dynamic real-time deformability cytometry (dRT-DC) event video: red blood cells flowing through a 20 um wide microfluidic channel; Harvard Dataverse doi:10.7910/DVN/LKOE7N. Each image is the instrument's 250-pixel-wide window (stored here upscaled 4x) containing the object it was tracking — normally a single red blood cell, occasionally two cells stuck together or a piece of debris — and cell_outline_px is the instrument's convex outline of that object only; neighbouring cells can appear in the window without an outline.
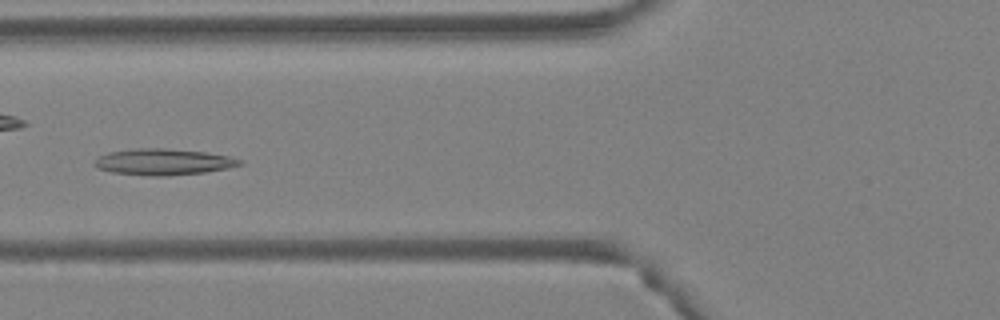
{"species": "Egyptian fruit bat (a non-hibernating species)", "species_latin": "Rousettus aegyptiacus", "temperature_condition": "warm", "stored_images_in_passage": 48, "camera_frame_rate_fps": 3000, "um_per_image_px": 0.085, "animal": {"sex": "female"}, "frame": {"image": 1, "passage_image": 18, "time_ms": 5.667, "image_size_px": [1000, 320], "cell_outline_px": [[244, 164], [204, 172], [168, 176], [152, 176], [112, 172], [100, 168], [92, 164], [100, 156], [108, 152], [136, 148], [164, 148], [204, 152], [228, 156], [244, 160]], "centroid_in_image_um": [13.89, 13.76], "position_along_channel_um": 111.9, "area_um2": 22.02}}
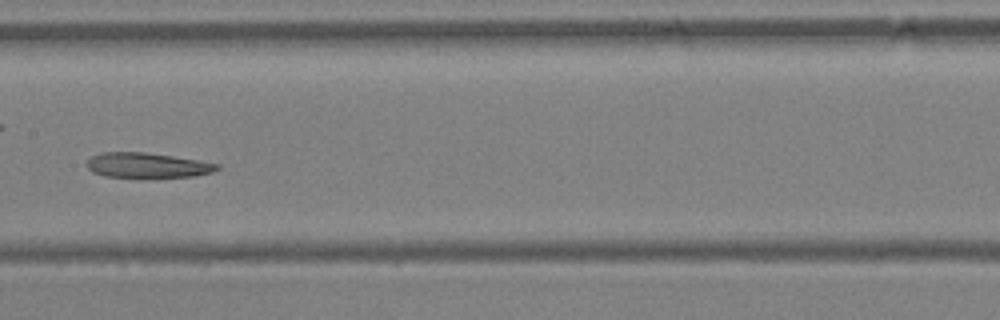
{"frame": {"image": 2, "passage_image": 24, "time_ms": 7.667, "image_size_px": [1000, 320], "cell_outline_px": [[220, 168], [212, 172], [192, 176], [104, 176], [92, 172], [84, 164], [92, 156], [104, 152], [144, 152], [172, 156], [220, 164]], "centroid_in_image_um": [12.48, 14.03], "position_along_channel_um": 194.9, "area_um2": 18.5}}
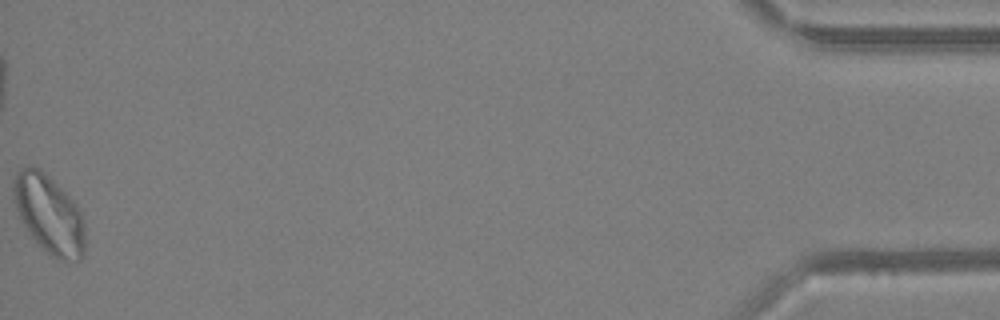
{"frame": {"image": 3, "passage_image": 48, "time_ms": 15.667, "image_size_px": [1000, 320], "cell_outline_px": [[84, 256], [80, 260], [60, 260], [52, 256], [32, 236], [20, 220], [12, 200], [12, 180], [16, 172], [20, 168], [40, 168], [76, 204], [84, 220]], "centroid_in_image_um": [4.14, 18.2], "position_along_channel_um": 431.1, "area_um2": 32.48}, "authors_computed_cell_mechanics": {"area_um2": 24.4494, "velocity_mm_per_s": 4.1526, "shape_relaxation_time_tau1_ms": null, "shape_relaxation_time_tau2_ms": 3.9017, "deformation_change_tau1": null, "deformation_change_tau2": 0.1216}}